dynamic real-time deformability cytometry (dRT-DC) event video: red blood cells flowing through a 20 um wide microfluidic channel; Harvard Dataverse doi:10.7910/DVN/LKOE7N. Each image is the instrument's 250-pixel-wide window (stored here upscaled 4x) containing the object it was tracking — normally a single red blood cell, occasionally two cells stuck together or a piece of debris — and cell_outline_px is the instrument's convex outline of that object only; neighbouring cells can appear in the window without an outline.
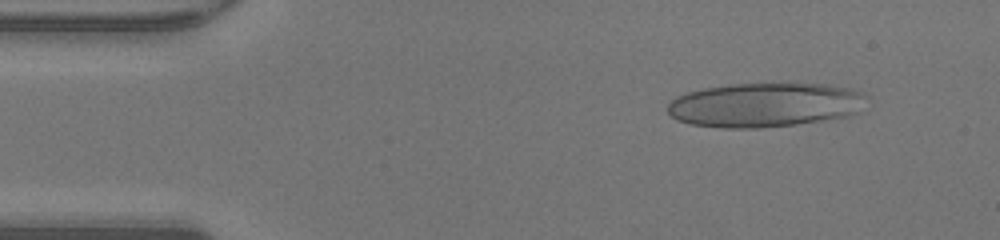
{"species": "human", "species_latin": "Homo sapiens", "temperature_condition": "warm", "stored_images_in_passage": 43, "camera_frame_rate_fps": 3000, "um_per_image_px": 0.085, "donor": {"sex": "male"}, "frame": {"image": 1, "passage_image": 1, "time_ms": 0.0, "image_size_px": [1000, 240], "cell_outline_px": [[856, 96], [848, 112], [844, 116], [792, 124], [752, 128], [728, 128], [692, 124], [680, 120], [672, 116], [668, 112], [668, 104], [676, 96], [688, 92], [704, 88], [732, 84], [824, 84], [848, 88], [856, 92]], "centroid_in_image_um": [64.71, 8.91], "position_along_channel_um": 20.3, "area_um2": 48.78}}
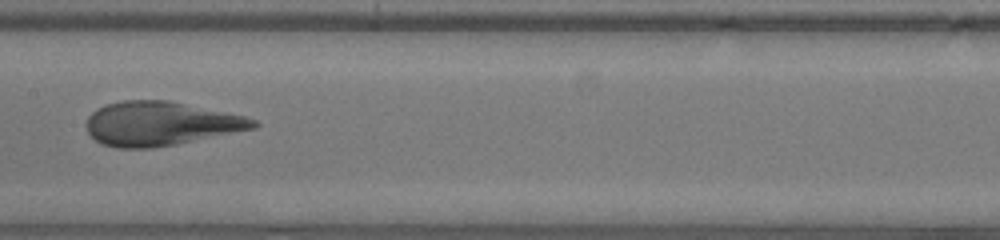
{"frame": {"image": 2, "passage_image": 19, "time_ms": 6.0, "image_size_px": [1000, 240], "cell_outline_px": [[260, 124], [256, 128], [176, 144], [152, 148], [120, 148], [100, 144], [88, 132], [84, 124], [88, 116], [96, 108], [104, 104], [120, 100], [168, 100], [244, 116], [256, 120]], "centroid_in_image_um": [13.59, 10.5], "position_along_channel_um": 193.8, "area_um2": 42.95}}
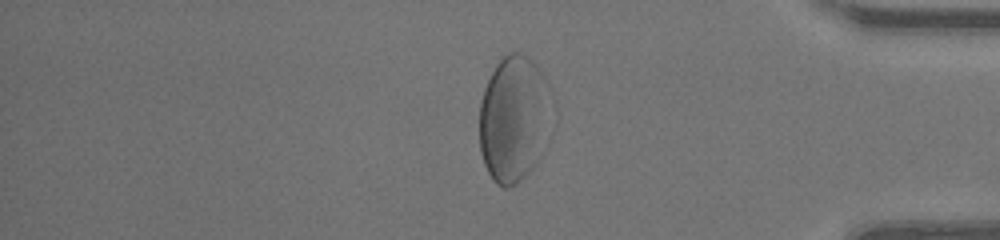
{"frame": {"image": 3, "passage_image": 35, "time_ms": 11.333, "image_size_px": [1000, 240], "cell_outline_px": [[536, 164], [528, 172], [508, 188], [504, 188], [496, 184], [492, 180], [484, 164], [480, 152], [480, 104], [484, 88], [496, 64], [508, 52], [520, 52], [536, 68]], "centroid_in_image_um": [43.29, 10.21], "position_along_channel_um": 391.9, "area_um2": 45.84}}